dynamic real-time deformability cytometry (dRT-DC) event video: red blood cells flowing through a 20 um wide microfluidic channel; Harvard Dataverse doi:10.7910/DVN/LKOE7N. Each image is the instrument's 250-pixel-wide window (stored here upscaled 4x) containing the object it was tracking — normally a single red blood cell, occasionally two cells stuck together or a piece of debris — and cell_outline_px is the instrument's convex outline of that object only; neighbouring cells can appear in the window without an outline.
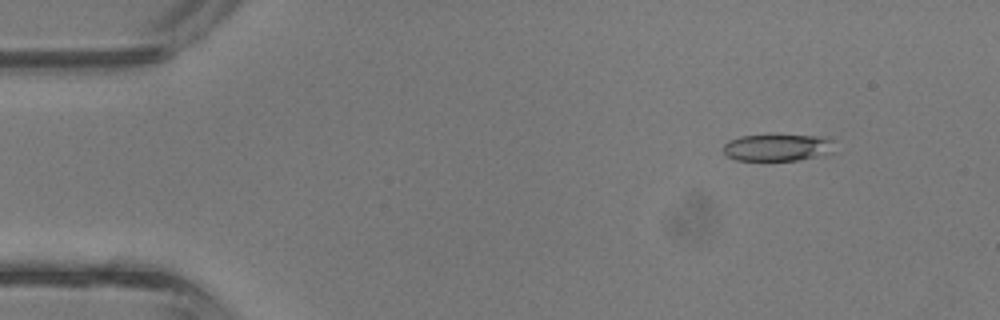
{"species": "common noctule bat (a hibernating species)", "species_latin": "Nyctalus noctula", "temperature_condition": "room temperature", "stored_images_in_passage": 2, "camera_frame_rate_fps": 3000, "um_per_image_px": 0.085, "animal": {"sex": "male", "body_mass_g": 13.3}, "frame": {"image": 1, "passage_image": 1, "time_ms": 0.0, "image_size_px": [1000, 320], "cell_outline_px": [[832, 152], [824, 156], [796, 160], [736, 160], [728, 156], [724, 152], [724, 144], [728, 140], [740, 136], [820, 136], [832, 140]], "centroid_in_image_um": [66.08, 12.56], "position_along_channel_um": 18.9, "area_um2": 17.17}}